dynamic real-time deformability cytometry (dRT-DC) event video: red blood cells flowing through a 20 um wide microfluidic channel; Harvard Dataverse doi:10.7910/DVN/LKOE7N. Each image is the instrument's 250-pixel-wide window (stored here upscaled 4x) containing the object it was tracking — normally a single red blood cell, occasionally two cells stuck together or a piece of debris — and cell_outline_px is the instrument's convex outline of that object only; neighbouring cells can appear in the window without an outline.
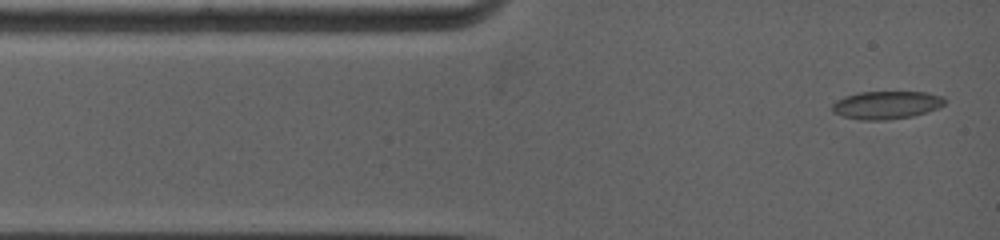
{"species": "common noctule bat (a hibernating species)", "species_latin": "Nyctalus noctula", "temperature_condition": "warm", "stored_images_in_passage": 5, "camera_frame_rate_fps": 5000, "um_per_image_px": 0.085, "animal": {"sex": "female", "body_mass_g": 19.0, "forearm_length_mm": 53.3}, "frame": {"image": 1, "passage_image": 1, "time_ms": 0.0, "image_size_px": [1000, 240], "cell_outline_px": [[944, 104], [936, 108], [912, 116], [884, 120], [860, 120], [844, 116], [832, 112], [832, 104], [836, 100], [844, 96], [860, 92], [928, 92], [944, 96]], "centroid_in_image_um": [75.31, 8.91], "position_along_channel_um": 9.7, "area_um2": 18.21}}
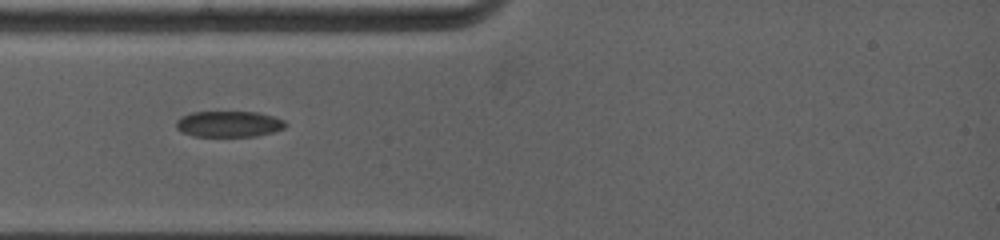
{"frame": {"image": 2, "passage_image": 4, "time_ms": 2.6, "image_size_px": [1000, 240], "cell_outline_px": [[288, 124], [284, 128], [272, 132], [256, 136], [192, 136], [180, 132], [176, 128], [176, 120], [180, 116], [192, 112], [260, 112], [284, 120]], "centroid_in_image_um": [19.42, 10.54], "position_along_channel_um": 65.6, "area_um2": 16.7}}
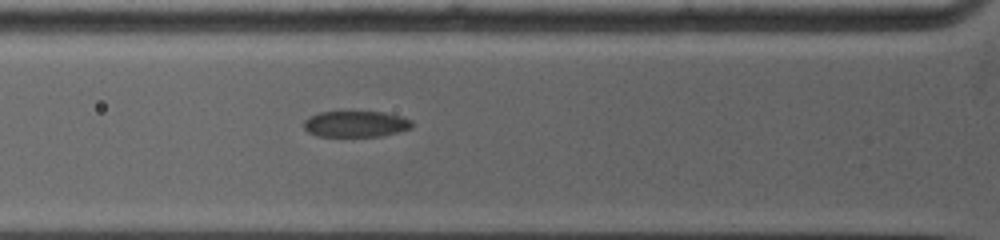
{"frame": {"image": 3, "passage_image": 5, "time_ms": 3.4, "image_size_px": [1000, 240], "cell_outline_px": [[412, 128], [380, 136], [316, 136], [308, 132], [304, 128], [304, 120], [308, 116], [320, 112], [384, 112], [400, 116], [412, 120]], "centroid_in_image_um": [30.21, 10.54], "position_along_channel_um": 95.6, "area_um2": 16.42}}